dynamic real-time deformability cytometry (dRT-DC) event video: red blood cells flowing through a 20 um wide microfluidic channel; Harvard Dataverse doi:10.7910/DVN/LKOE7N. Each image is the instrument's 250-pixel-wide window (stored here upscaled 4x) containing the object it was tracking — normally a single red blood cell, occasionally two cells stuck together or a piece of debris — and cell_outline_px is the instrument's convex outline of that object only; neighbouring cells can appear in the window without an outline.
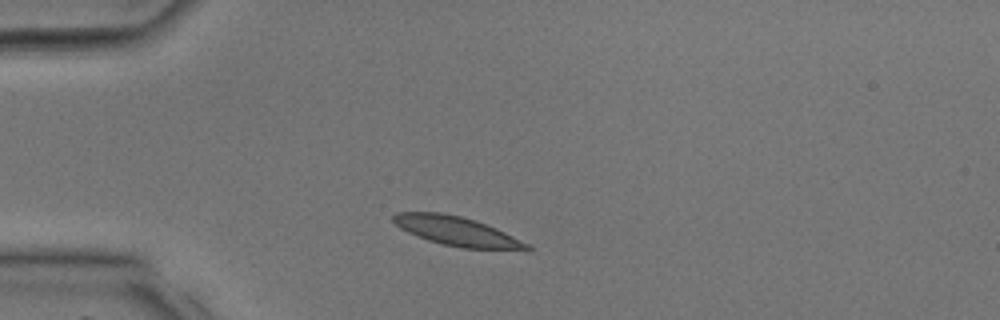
{"species": "common noctule bat (a hibernating species)", "species_latin": "Nyctalus noctula", "temperature_condition": "room temperature", "stored_images_in_passage": 23, "camera_frame_rate_fps": 3000, "um_per_image_px": 0.085, "animal": {"sex": "male", "body_mass_g": 17.9, "forearm_length_mm": 54.2}, "frame": {"image": 1, "passage_image": 3, "time_ms": 0.667, "image_size_px": [1000, 320], "cell_outline_px": [[532, 248], [528, 252], [460, 248], [440, 244], [428, 240], [408, 232], [400, 228], [392, 220], [392, 216], [396, 212], [440, 212], [460, 216], [476, 220], [496, 228], [528, 244]], "centroid_in_image_um": [38.9, 19.69], "position_along_channel_um": 46.1, "area_um2": 23.18}}
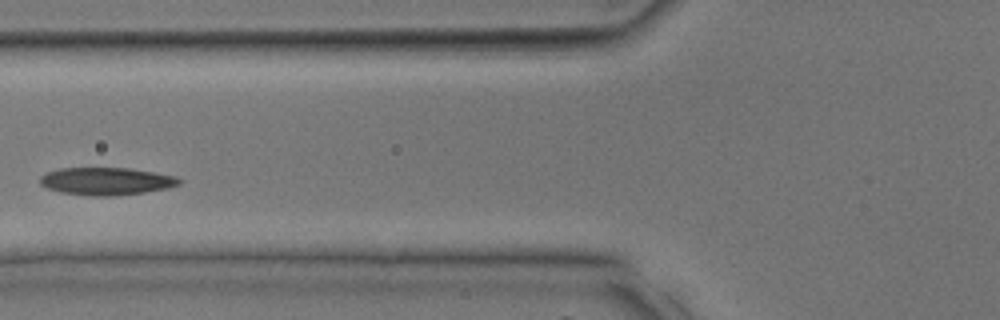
{"frame": {"image": 2, "passage_image": 8, "time_ms": 2.333, "image_size_px": [1000, 320], "cell_outline_px": [[180, 184], [168, 188], [144, 192], [112, 196], [92, 196], [60, 192], [48, 188], [40, 184], [40, 176], [48, 172], [60, 168], [128, 168], [176, 176], [180, 180]], "centroid_in_image_um": [9.02, 15.4], "position_along_channel_um": 116.8, "area_um2": 22.2}}
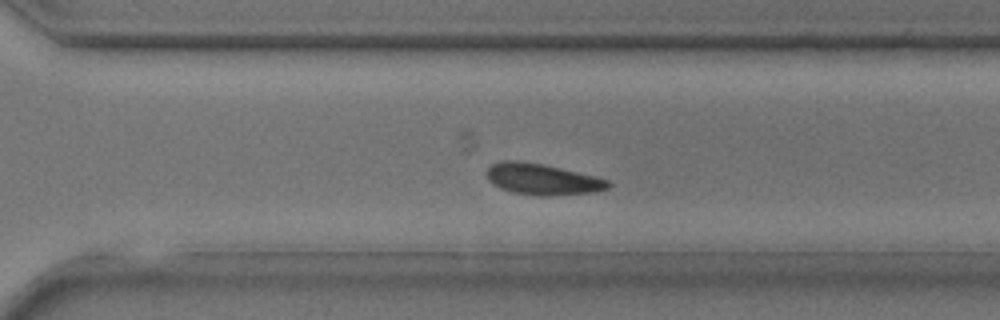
{"frame": {"image": 3, "passage_image": 19, "time_ms": 6.0, "image_size_px": [1000, 320], "cell_outline_px": [[612, 184], [608, 188], [596, 192], [548, 196], [536, 196], [512, 192], [500, 188], [492, 184], [488, 180], [488, 168], [492, 164], [504, 160], [520, 160], [560, 168], [596, 176], [608, 180]], "centroid_in_image_um": [46.11, 15.25], "position_along_channel_um": 324.5, "area_um2": 22.08}}